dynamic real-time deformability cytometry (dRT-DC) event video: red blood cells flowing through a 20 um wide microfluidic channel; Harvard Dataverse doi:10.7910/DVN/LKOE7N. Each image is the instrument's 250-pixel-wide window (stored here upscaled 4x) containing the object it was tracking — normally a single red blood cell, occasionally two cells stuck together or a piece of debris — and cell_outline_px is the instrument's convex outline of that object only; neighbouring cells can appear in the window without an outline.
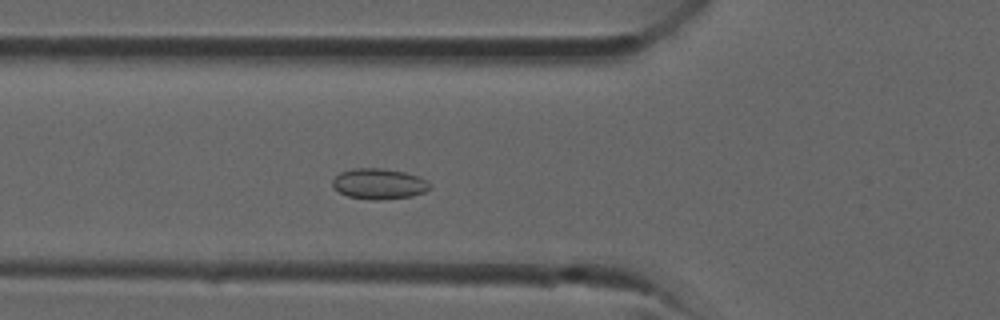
{"species": "common noctule bat (a hibernating species)", "species_latin": "Nyctalus noctula", "temperature_condition": "room temperature", "stored_images_in_passage": 34, "camera_frame_rate_fps": 3000, "um_per_image_px": 0.085, "animal": {"sex": "male", "forearm_length_mm": 52.5}, "frame": {"image": 1, "passage_image": 10, "time_ms": 3.0, "image_size_px": [1000, 320], "cell_outline_px": [[428, 188], [424, 192], [412, 196], [376, 200], [372, 200], [348, 196], [340, 192], [332, 184], [332, 180], [340, 172], [352, 168], [380, 168], [404, 172], [420, 176], [428, 184]], "centroid_in_image_um": [32.18, 15.61], "position_along_channel_um": 93.6, "area_um2": 17.11}}
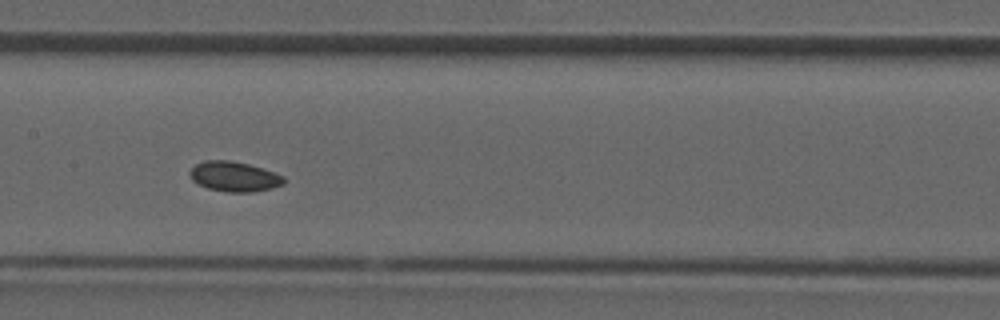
{"frame": {"image": 2, "passage_image": 15, "time_ms": 4.667, "image_size_px": [1000, 320], "cell_outline_px": [[284, 184], [272, 188], [252, 192], [228, 192], [208, 188], [192, 180], [188, 172], [196, 164], [204, 160], [228, 160], [248, 164], [284, 176]], "centroid_in_image_um": [19.89, 15.01], "position_along_channel_um": 187.5, "area_um2": 16.24}}
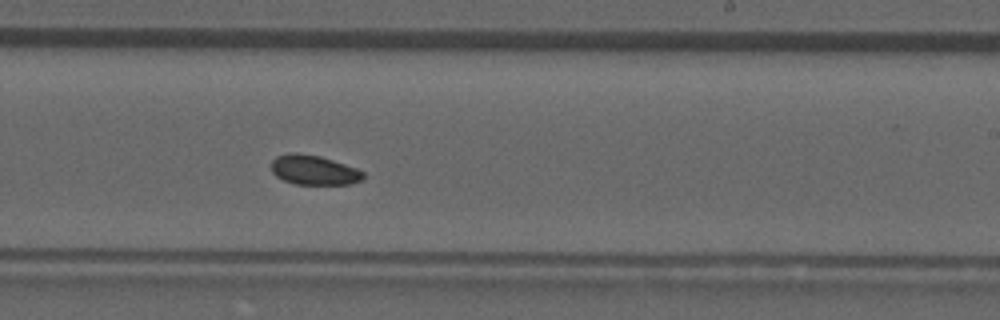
{"frame": {"image": 3, "passage_image": 19, "time_ms": 6.0, "image_size_px": [1000, 320], "cell_outline_px": [[364, 180], [352, 184], [296, 184], [284, 180], [276, 176], [272, 172], [272, 160], [276, 156], [292, 152], [296, 152], [320, 156], [356, 168], [364, 172]], "centroid_in_image_um": [26.69, 14.45], "position_along_channel_um": 262.3, "area_um2": 15.9}}